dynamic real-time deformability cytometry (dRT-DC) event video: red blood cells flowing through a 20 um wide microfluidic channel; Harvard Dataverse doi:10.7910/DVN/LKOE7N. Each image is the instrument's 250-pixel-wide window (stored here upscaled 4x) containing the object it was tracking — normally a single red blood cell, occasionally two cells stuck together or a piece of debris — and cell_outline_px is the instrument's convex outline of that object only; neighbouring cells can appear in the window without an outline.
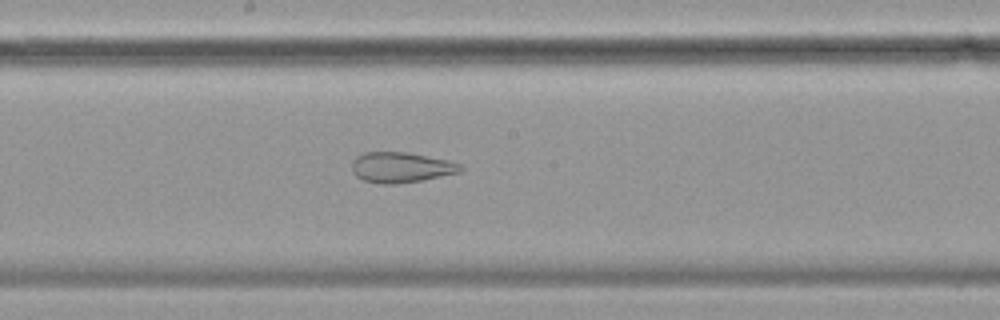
{"species": "common noctule bat (a hibernating species)", "species_latin": "Nyctalus noctula", "temperature_condition": "cold", "stored_images_in_passage": 57, "camera_frame_rate_fps": 3000, "um_per_image_px": 0.085, "animal": {"sex": "female", "body_mass_g": 19.9}, "frame": {"image": 1, "passage_image": 30, "time_ms": 9.667, "image_size_px": [1000, 320], "cell_outline_px": [[464, 168], [460, 172], [420, 180], [396, 184], [380, 184], [364, 180], [356, 176], [352, 172], [352, 160], [356, 156], [364, 152], [404, 152], [448, 160], [460, 164]], "centroid_in_image_um": [34.05, 14.22], "position_along_channel_um": 214.2, "area_um2": 19.13}}
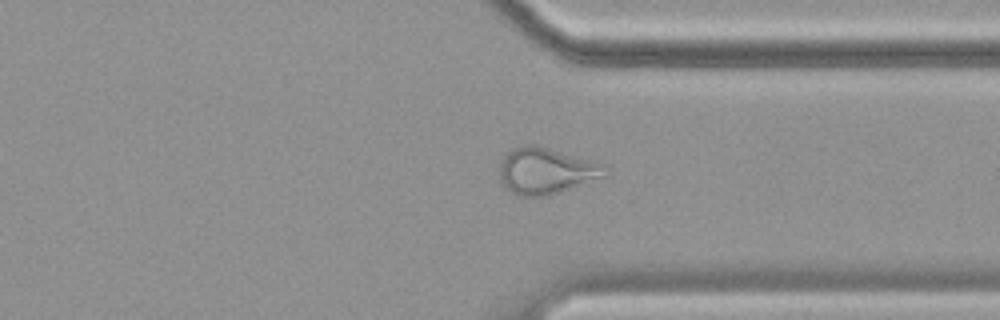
{"frame": {"image": 2, "passage_image": 43, "time_ms": 14.0, "image_size_px": [1000, 320], "cell_outline_px": [[608, 176], [544, 196], [520, 196], [504, 188], [500, 184], [500, 160], [512, 148], [524, 144], [536, 144], [608, 164]], "centroid_in_image_um": [46.44, 14.5], "position_along_channel_um": 365.0, "area_um2": 28.96}}
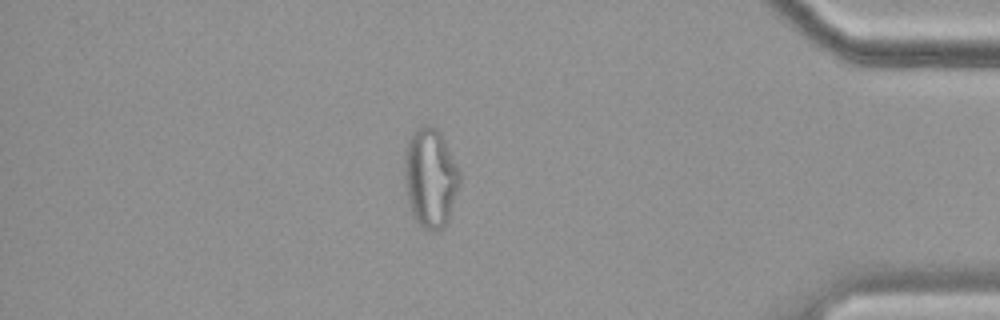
{"frame": {"image": 3, "passage_image": 49, "time_ms": 16.0, "image_size_px": [1000, 320], "cell_outline_px": [[460, 184], [448, 220], [444, 228], [432, 232], [424, 228], [416, 220], [412, 212], [408, 200], [404, 176], [404, 160], [408, 140], [416, 128], [420, 124], [428, 124], [436, 128], [440, 132], [460, 172]], "centroid_in_image_um": [36.58, 15.1], "position_along_channel_um": 398.6, "area_um2": 31.91}}